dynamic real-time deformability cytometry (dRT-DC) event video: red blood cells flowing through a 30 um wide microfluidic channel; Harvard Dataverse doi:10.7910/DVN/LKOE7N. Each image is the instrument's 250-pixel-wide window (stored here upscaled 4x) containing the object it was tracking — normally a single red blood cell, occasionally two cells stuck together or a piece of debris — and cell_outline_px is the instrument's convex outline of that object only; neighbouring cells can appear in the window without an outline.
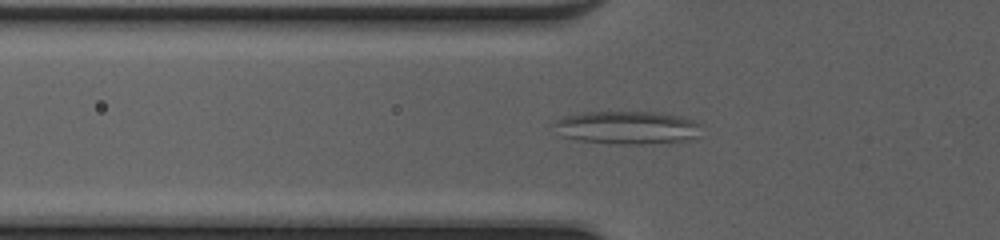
{"species": "common noctule bat (a hibernating species)", "species_latin": "Nyctalus noctula", "temperature_condition": "cold", "stored_images_in_passage": 34, "camera_frame_rate_fps": 3000, "um_per_image_px": 0.085, "animal": {"sex": "female", "body_mass_g": 20.0, "forearm_length_mm": 54.0}, "frame": {"image": 1, "passage_image": 2, "time_ms": 0.333, "image_size_px": [1000, 240], "cell_outline_px": [[700, 124], [696, 136], [688, 140], [640, 144], [616, 144], [576, 140], [560, 136], [556, 124], [556, 120], [564, 116], [584, 112], [652, 112], [680, 116], [692, 120]], "centroid_in_image_um": [53.27, 10.85], "position_along_channel_um": 72.5, "area_um2": 28.03}}
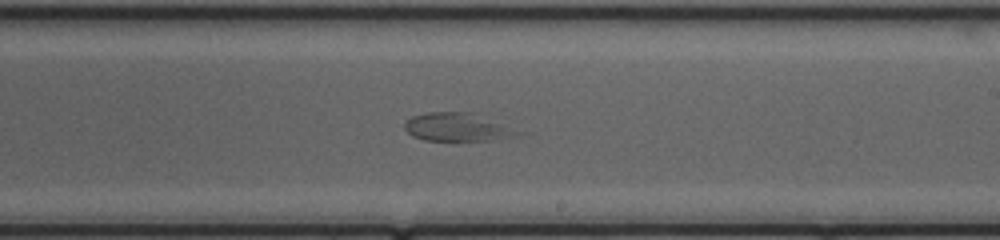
{"frame": {"image": 2, "passage_image": 15, "time_ms": 4.667, "image_size_px": [1000, 240], "cell_outline_px": [[524, 132], [516, 136], [492, 140], [424, 140], [412, 136], [404, 128], [404, 124], [412, 116], [428, 112], [468, 112]], "centroid_in_image_um": [38.83, 10.81], "position_along_channel_um": 250.2, "area_um2": 18.21}}
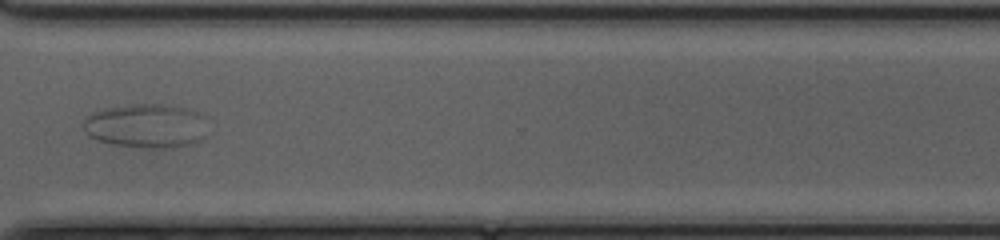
{"frame": {"image": 3, "passage_image": 23, "time_ms": 7.333, "image_size_px": [1000, 240], "cell_outline_px": [[208, 136], [204, 140], [192, 144], [172, 148], [140, 148], [116, 144], [100, 140], [88, 136], [84, 128], [84, 120], [92, 112], [104, 108], [132, 104], [164, 104], [188, 108], [200, 112], [204, 116]], "centroid_in_image_um": [12.51, 10.7], "position_along_channel_um": 358.1, "area_um2": 32.54}}